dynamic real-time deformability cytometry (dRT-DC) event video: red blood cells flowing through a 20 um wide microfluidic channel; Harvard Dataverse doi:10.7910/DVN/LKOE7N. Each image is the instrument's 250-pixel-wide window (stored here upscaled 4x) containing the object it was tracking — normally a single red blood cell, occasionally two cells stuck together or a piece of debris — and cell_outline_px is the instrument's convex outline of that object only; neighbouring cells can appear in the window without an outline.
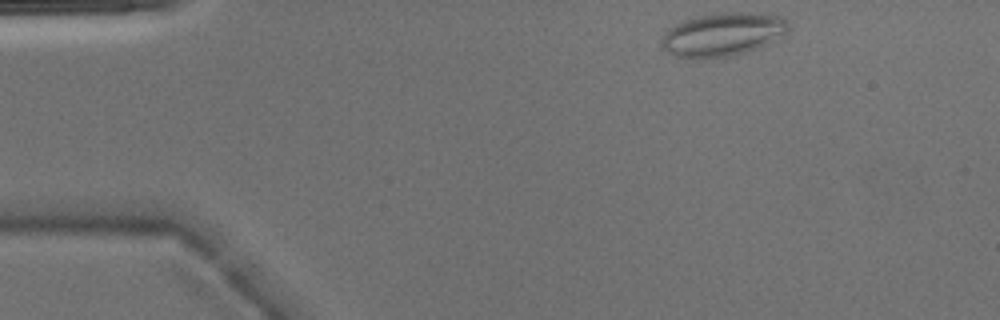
{"species": "Egyptian fruit bat (a non-hibernating species)", "species_latin": "Rousettus aegyptiacus", "temperature_condition": "warm", "stored_images_in_passage": 43, "camera_frame_rate_fps": 3000, "um_per_image_px": 0.085, "animal": {"sex": "male"}, "frame": {"image": 1, "passage_image": 1, "time_ms": 0.0, "image_size_px": [1000, 320], "cell_outline_px": [[792, 28], [788, 32], [756, 48], [744, 52], [728, 56], [676, 56], [668, 52], [664, 48], [660, 40], [668, 28], [684, 20], [696, 16], [724, 12], [760, 12], [780, 16], [788, 20]], "centroid_in_image_um": [61.48, 2.86], "position_along_channel_um": 23.5, "area_um2": 31.56}}
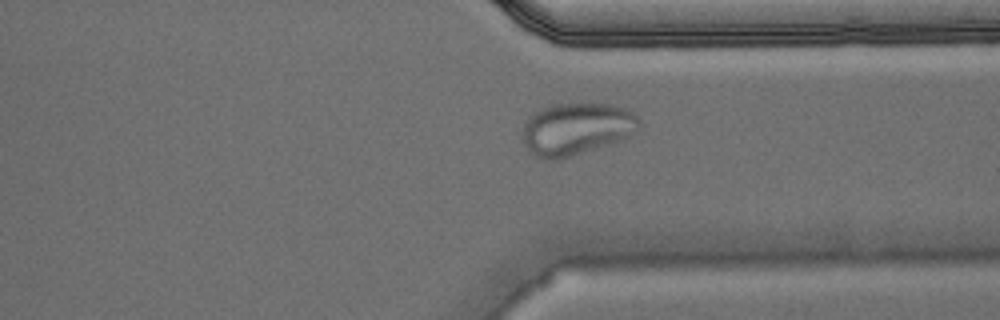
{"frame": {"image": 2, "passage_image": 31, "time_ms": 10.0, "image_size_px": [1000, 320], "cell_outline_px": [[640, 128], [636, 132], [620, 140], [560, 160], [544, 160], [528, 152], [524, 144], [524, 124], [532, 112], [540, 108], [552, 104], [612, 104], [624, 108], [632, 112], [640, 120]], "centroid_in_image_um": [48.98, 10.96], "position_along_channel_um": 362.4, "area_um2": 35.6}}